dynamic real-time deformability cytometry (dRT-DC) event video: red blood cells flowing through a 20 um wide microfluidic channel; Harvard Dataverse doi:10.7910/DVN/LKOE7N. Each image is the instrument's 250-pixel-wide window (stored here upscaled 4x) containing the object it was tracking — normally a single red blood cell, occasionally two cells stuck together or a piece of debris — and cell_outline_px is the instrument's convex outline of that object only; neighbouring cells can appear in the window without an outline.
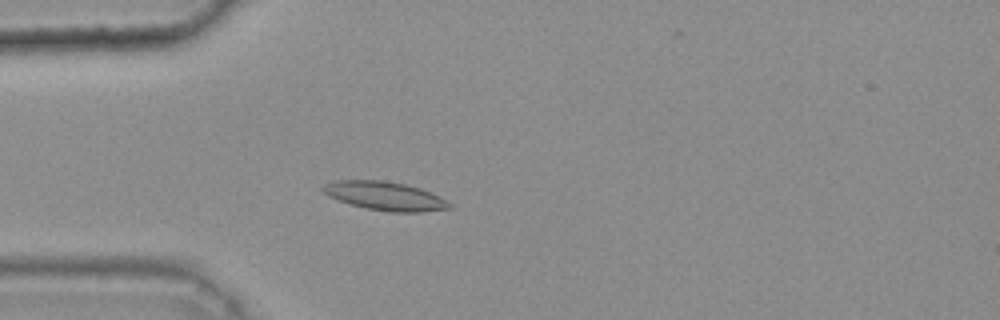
{"species": "common noctule bat (a hibernating species)", "species_latin": "Nyctalus noctula", "temperature_condition": "warm", "stored_images_in_passage": 31, "camera_frame_rate_fps": 3000, "um_per_image_px": 0.085, "animal": {"sex": "female", "body_mass_g": 25.1}, "frame": {"image": 1, "passage_image": 1, "time_ms": 0.0, "image_size_px": [1000, 320], "cell_outline_px": [[452, 208], [420, 212], [388, 212], [348, 204], [336, 200], [328, 196], [320, 188], [324, 184], [332, 180], [384, 180], [404, 184], [420, 188], [432, 192], [440, 196], [452, 204]], "centroid_in_image_um": [32.7, 16.65], "position_along_channel_um": 52.3, "area_um2": 21.39}}
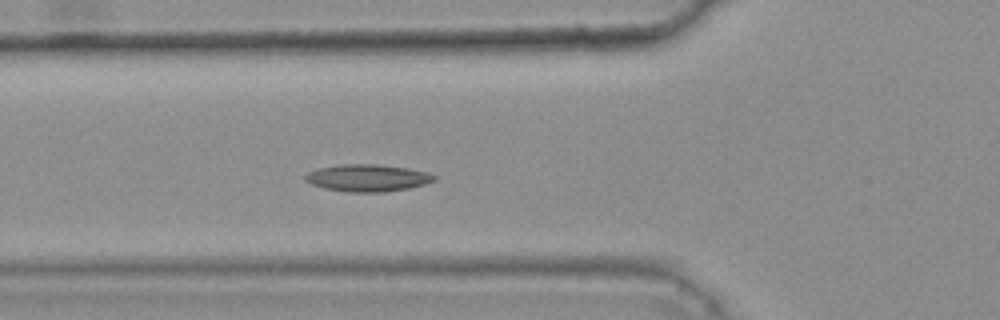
{"frame": {"image": 2, "passage_image": 5, "time_ms": 1.333, "image_size_px": [1000, 320], "cell_outline_px": [[436, 180], [424, 184], [408, 188], [384, 192], [348, 192], [324, 188], [312, 184], [304, 180], [304, 176], [308, 172], [320, 168], [340, 164], [380, 164], [408, 168], [428, 172], [436, 176]], "centroid_in_image_um": [31.25, 15.12], "position_along_channel_um": 94.6, "area_um2": 20.4}}
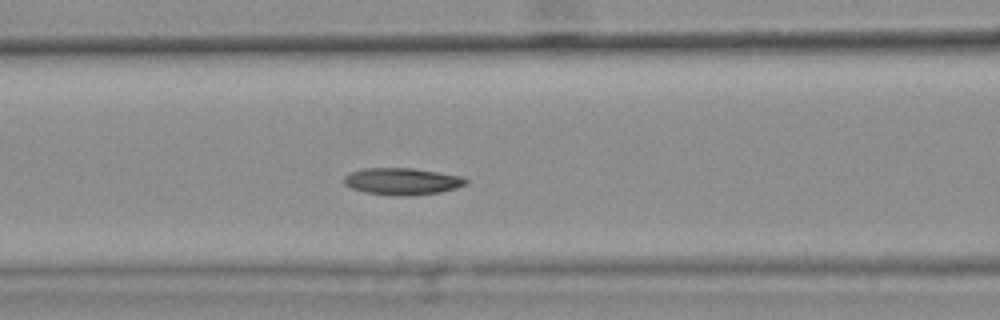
{"frame": {"image": 3, "passage_image": 8, "time_ms": 2.333, "image_size_px": [1000, 320], "cell_outline_px": [[468, 184], [456, 188], [440, 192], [412, 196], [392, 196], [364, 192], [352, 188], [344, 184], [344, 176], [352, 172], [364, 168], [412, 168], [464, 176], [468, 180]], "centroid_in_image_um": [34.22, 15.42], "position_along_channel_um": 132.4, "area_um2": 19.31}, "authors_computed_cell_mechanics": {"area_um2": 18.7272, "velocity_mm_per_s": 3.761, "shape_relaxation_time_tau1_ms": 8.4688, "shape_relaxation_time_tau2_ms": null, "deformation_change_tau1": 0.144, "deformation_change_tau2": null}}